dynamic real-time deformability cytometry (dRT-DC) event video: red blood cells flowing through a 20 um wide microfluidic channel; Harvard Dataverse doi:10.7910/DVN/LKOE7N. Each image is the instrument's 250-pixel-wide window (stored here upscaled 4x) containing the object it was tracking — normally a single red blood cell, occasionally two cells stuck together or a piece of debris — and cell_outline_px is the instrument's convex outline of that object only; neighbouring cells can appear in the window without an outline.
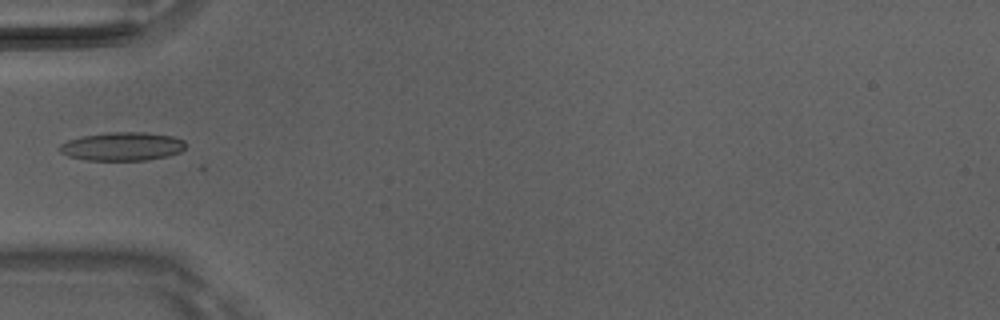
{"species": "Egyptian fruit bat (a non-hibernating species)", "species_latin": "Rousettus aegyptiacus", "temperature_condition": "room temperature", "stored_images_in_passage": 4, "camera_frame_rate_fps": 3000, "um_per_image_px": 0.085, "animal": {"sex": "male"}, "frame": {"image": 1, "passage_image": 4, "time_ms": 1.0, "image_size_px": [1000, 320], "cell_outline_px": [[184, 148], [180, 152], [168, 156], [148, 160], [88, 160], [68, 156], [60, 152], [60, 144], [68, 140], [80, 136], [108, 132], [144, 132], [172, 136], [184, 140]], "centroid_in_image_um": [10.39, 12.44], "position_along_channel_um": 74.6, "area_um2": 20.92}}